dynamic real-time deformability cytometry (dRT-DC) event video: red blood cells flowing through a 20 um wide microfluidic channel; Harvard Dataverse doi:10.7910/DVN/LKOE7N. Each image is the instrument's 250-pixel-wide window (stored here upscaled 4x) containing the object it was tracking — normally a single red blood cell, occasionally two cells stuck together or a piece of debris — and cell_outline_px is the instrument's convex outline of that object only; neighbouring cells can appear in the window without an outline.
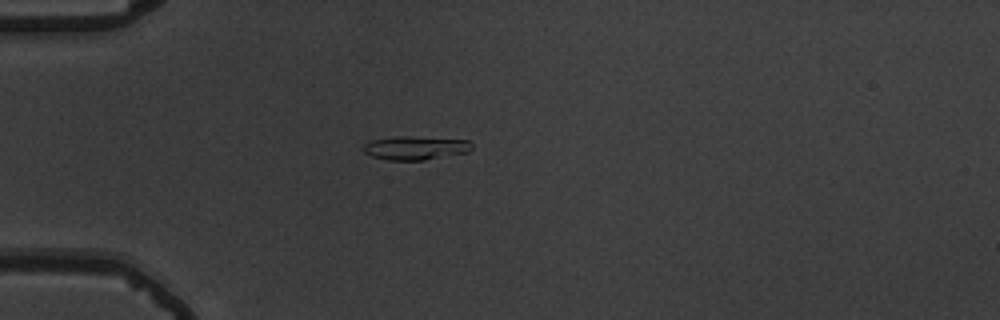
{"species": "common noctule bat (a hibernating species)", "species_latin": "Nyctalus noctula", "temperature_condition": "warm", "stored_images_in_passage": 42, "camera_frame_rate_fps": 3000, "um_per_image_px": 0.085, "animal": {"sex": "male", "body_mass_g": 19.5, "forearm_length_mm": 54.6}, "frame": {"image": 1, "passage_image": 2, "time_ms": 0.333, "image_size_px": [1000, 320], "cell_outline_px": [[472, 148], [468, 152], [424, 160], [388, 160], [372, 156], [364, 152], [360, 148], [368, 140], [396, 136], [412, 136], [468, 140], [472, 144]], "centroid_in_image_um": [35.26, 12.56], "position_along_channel_um": 49.7, "area_um2": 15.14}}
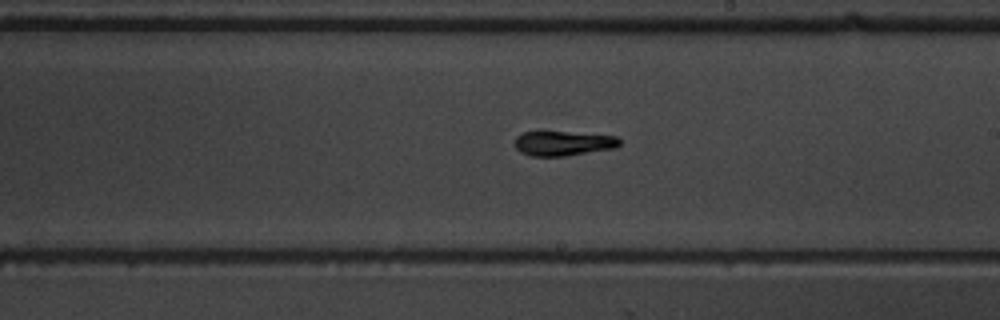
{"frame": {"image": 2, "passage_image": 19, "time_ms": 6.0, "image_size_px": [1000, 320], "cell_outline_px": [[620, 144], [616, 148], [564, 156], [528, 156], [520, 152], [512, 144], [516, 136], [524, 132], [564, 132], [616, 136], [620, 140]], "centroid_in_image_um": [47.82, 12.19], "position_along_channel_um": 241.2, "area_um2": 15.09}}
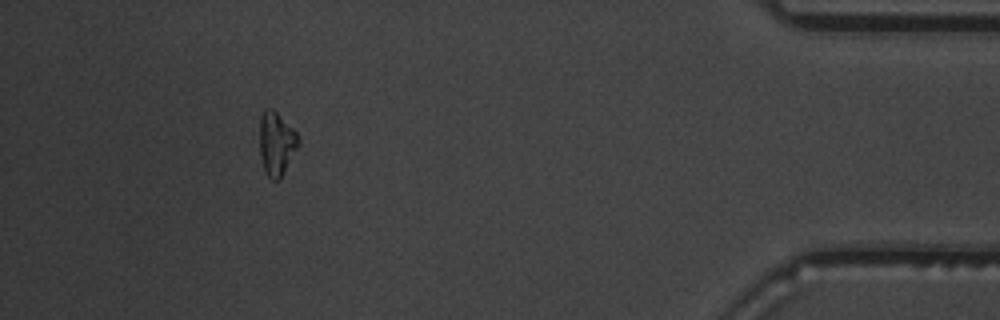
{"frame": {"image": 3, "passage_image": 37, "time_ms": 12.0, "image_size_px": [1000, 320], "cell_outline_px": [[300, 144], [280, 176], [276, 180], [272, 180], [268, 176], [264, 168], [260, 156], [260, 116], [264, 108], [272, 108], [296, 132], [300, 140]], "centroid_in_image_um": [23.48, 12.15], "position_along_channel_um": 411.7, "area_um2": 14.05}, "authors_computed_cell_mechanics": {"area_um2": 15.0858, "velocity_mm_per_s": 3.6973, "shape_relaxation_time_tau1_ms": 5.0302, "shape_relaxation_time_tau2_ms": 4.4095, "deformation_change_tau1": 0.1879, "deformation_change_tau2": 0.1258}}